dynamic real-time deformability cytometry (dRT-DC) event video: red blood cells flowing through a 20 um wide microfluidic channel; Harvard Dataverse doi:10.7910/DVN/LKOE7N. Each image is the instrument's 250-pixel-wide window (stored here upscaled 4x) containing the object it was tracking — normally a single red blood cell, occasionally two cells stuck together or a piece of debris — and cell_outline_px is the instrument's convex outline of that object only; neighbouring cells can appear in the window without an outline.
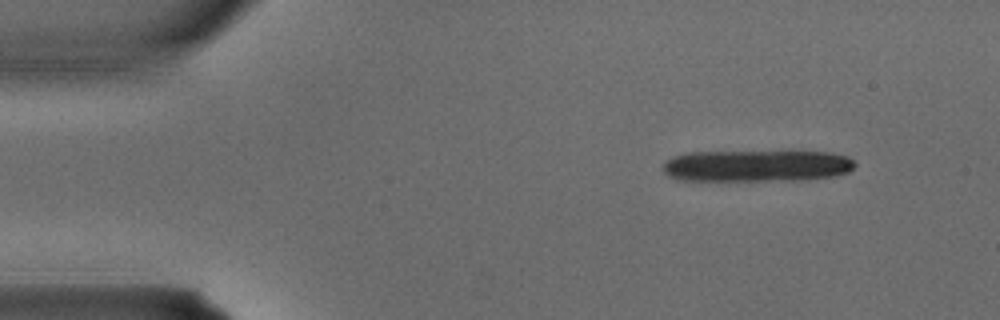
{"species": "common noctule bat (a hibernating species)", "species_latin": "Nyctalus noctula", "temperature_condition": "warm", "stored_images_in_passage": 3, "camera_frame_rate_fps": 3000, "um_per_image_px": 0.085, "animal": {"sex": "male", "body_mass_g": 15.6}, "frame": {"image": 1, "passage_image": 1, "time_ms": 0.0, "image_size_px": [1000, 320], "cell_outline_px": [[856, 164], [848, 172], [836, 176], [800, 180], [676, 180], [668, 176], [660, 168], [664, 160], [672, 156], [688, 152], [828, 152], [848, 156]], "centroid_in_image_um": [64.25, 14.1], "position_along_channel_um": 20.7, "area_um2": 35.66}}
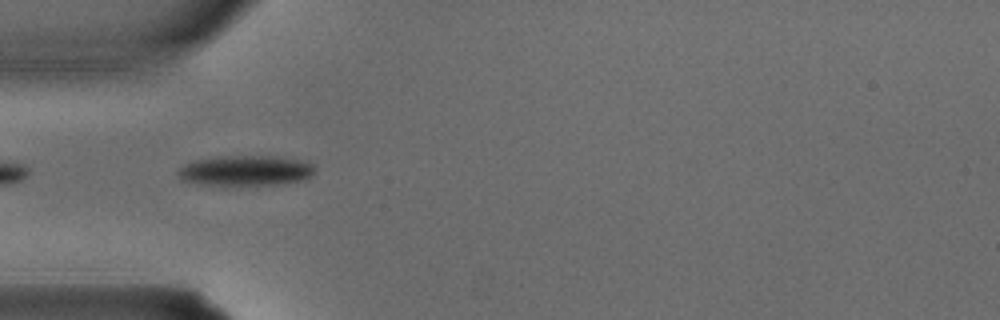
{"frame": {"image": 2, "passage_image": 3, "time_ms": 0.667, "image_size_px": [1000, 320], "cell_outline_px": [[316, 172], [308, 180], [280, 184], [240, 188], [224, 188], [196, 184], [180, 180], [176, 172], [184, 164], [192, 160], [220, 156], [276, 156], [308, 160], [316, 164]], "centroid_in_image_um": [20.91, 14.55], "position_along_channel_um": 64.1, "area_um2": 26.18}}